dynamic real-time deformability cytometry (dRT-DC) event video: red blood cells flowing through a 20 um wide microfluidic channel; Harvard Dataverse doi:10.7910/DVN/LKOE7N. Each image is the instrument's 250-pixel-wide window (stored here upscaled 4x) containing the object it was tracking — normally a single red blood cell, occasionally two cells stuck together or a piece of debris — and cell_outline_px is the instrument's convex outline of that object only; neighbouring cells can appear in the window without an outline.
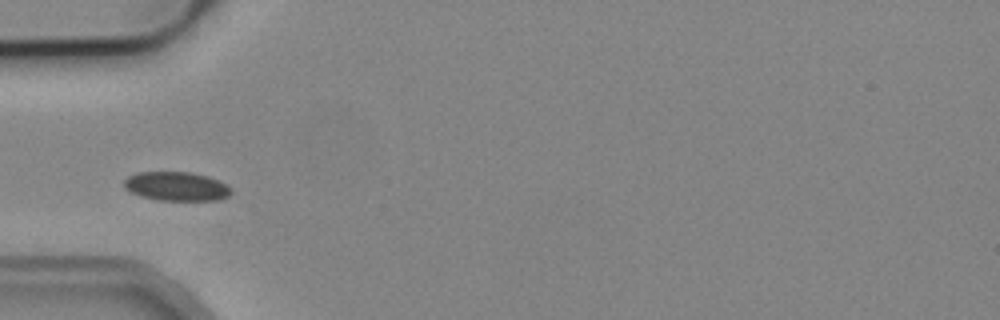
{"species": "common noctule bat (a hibernating species)", "species_latin": "Nyctalus noctula", "temperature_condition": "cold", "stored_images_in_passage": 7, "camera_frame_rate_fps": 3000, "um_per_image_px": 0.085, "animal": {"sex": "male", "body_mass_g": 19.2, "forearm_length_mm": 51.8}, "frame": {"image": 1, "passage_image": 5, "time_ms": 5.667, "image_size_px": [1000, 320], "cell_outline_px": [[232, 192], [228, 196], [216, 200], [160, 200], [140, 196], [124, 188], [124, 180], [128, 176], [136, 172], [188, 172], [208, 176], [232, 188]], "centroid_in_image_um": [14.97, 15.83], "position_along_channel_um": 70.0, "area_um2": 17.98}}